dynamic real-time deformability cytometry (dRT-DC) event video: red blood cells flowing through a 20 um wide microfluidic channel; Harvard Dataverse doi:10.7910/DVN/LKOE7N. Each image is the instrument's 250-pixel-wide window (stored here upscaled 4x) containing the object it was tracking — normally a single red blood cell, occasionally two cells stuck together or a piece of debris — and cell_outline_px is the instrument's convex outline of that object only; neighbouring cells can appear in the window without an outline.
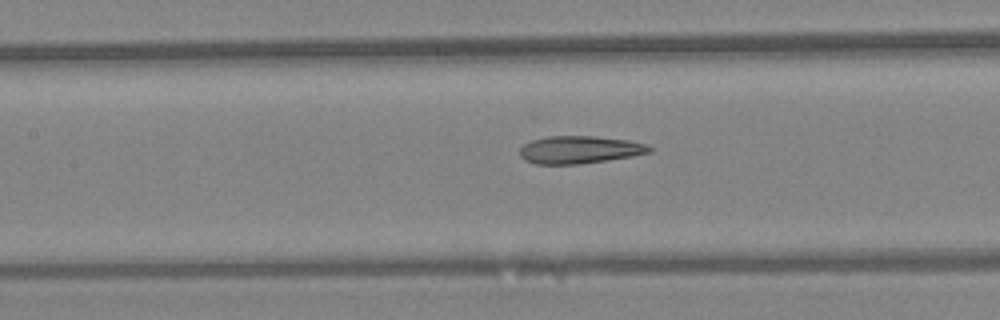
{"species": "Egyptian fruit bat (a non-hibernating species)", "species_latin": "Rousettus aegyptiacus", "temperature_condition": "warm", "stored_images_in_passage": 13, "camera_frame_rate_fps": 3000, "um_per_image_px": 0.085, "animal": {"sex": "female"}, "frame": {"image": 1, "passage_image": 11, "time_ms": 3.333, "image_size_px": [1000, 320], "cell_outline_px": [[652, 152], [632, 156], [576, 164], [536, 164], [524, 160], [520, 156], [520, 148], [524, 144], [532, 140], [548, 136], [596, 136], [628, 140], [644, 144], [652, 148]], "centroid_in_image_um": [49.23, 12.72], "position_along_channel_um": 158.2, "area_um2": 20.69}}